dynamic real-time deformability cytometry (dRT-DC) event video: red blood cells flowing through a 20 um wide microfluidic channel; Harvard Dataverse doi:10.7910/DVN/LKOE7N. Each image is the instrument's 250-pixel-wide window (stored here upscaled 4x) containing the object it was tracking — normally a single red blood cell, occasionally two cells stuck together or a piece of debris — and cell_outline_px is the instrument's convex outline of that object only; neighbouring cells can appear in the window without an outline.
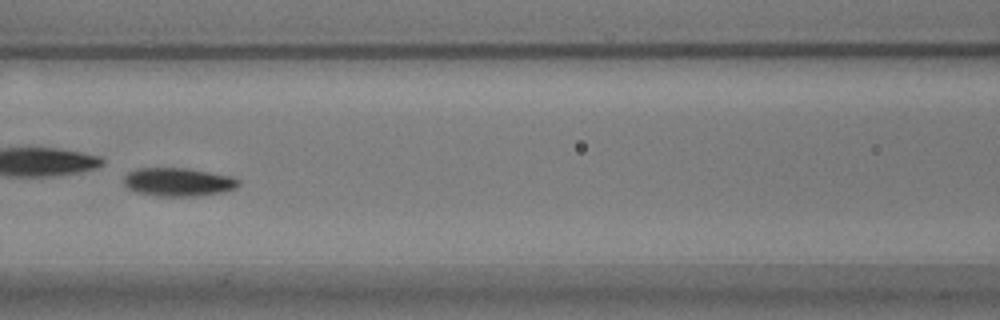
{"species": "common noctule bat (a hibernating species)", "species_latin": "Nyctalus noctula", "temperature_condition": "warm", "stored_images_in_passage": 58, "camera_frame_rate_fps": 3000, "um_per_image_px": 0.085, "animal": {"sex": "male", "body_mass_g": 17.9}, "frame": {"image": 1, "passage_image": 25, "time_ms": 8.0, "image_size_px": [1000, 320], "cell_outline_px": [[240, 184], [236, 188], [224, 192], [196, 196], [160, 196], [136, 192], [128, 188], [124, 184], [124, 176], [128, 172], [136, 168], [184, 168], [208, 172], [228, 176], [240, 180]], "centroid_in_image_um": [15.13, 15.47], "position_along_channel_um": 151.5, "area_um2": 18.9}}
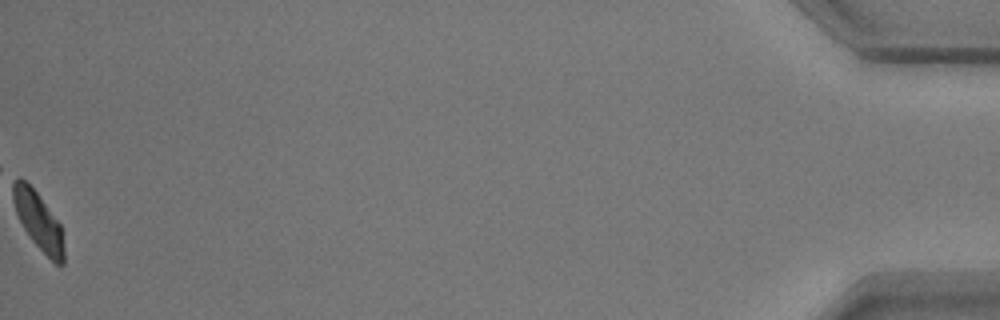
{"frame": {"image": 2, "passage_image": 58, "time_ms": 19.0, "image_size_px": [1000, 320], "cell_outline_px": [[64, 264], [56, 264], [32, 240], [24, 228], [16, 212], [12, 200], [12, 180], [20, 176], [36, 192], [60, 224], [64, 248]], "centroid_in_image_um": [3.24, 18.74], "position_along_channel_um": 432.0, "area_um2": 16.7}, "authors_computed_cell_mechanics": {"area_um2": 18.1492, "velocity_mm_per_s": 3.4723, "shape_relaxation_time_tau1_ms": 1.5765, "shape_relaxation_time_tau2_ms": 2.6013, "deformation_change_tau1": 0.2157, "deformation_change_tau2": 0.0721}}